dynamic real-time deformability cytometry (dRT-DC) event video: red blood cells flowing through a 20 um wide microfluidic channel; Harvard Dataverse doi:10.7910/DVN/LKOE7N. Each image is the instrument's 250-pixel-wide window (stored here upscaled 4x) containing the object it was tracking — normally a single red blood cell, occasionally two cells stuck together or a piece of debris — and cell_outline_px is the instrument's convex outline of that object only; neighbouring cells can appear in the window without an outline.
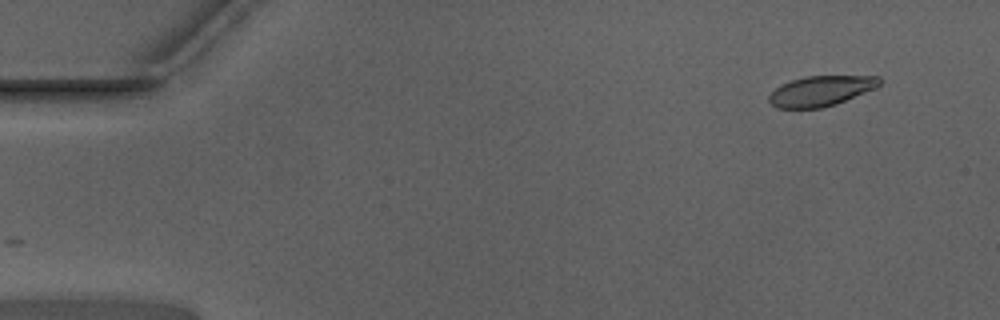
{"species": "Egyptian fruit bat (a non-hibernating species)", "species_latin": "Rousettus aegyptiacus", "temperature_condition": "warm", "stored_images_in_passage": 49, "camera_frame_rate_fps": 3000, "um_per_image_px": 0.085, "animal": {"sex": "male"}, "frame": {"image": 1, "passage_image": 1, "time_ms": 0.0, "image_size_px": [1000, 320], "cell_outline_px": [[880, 84], [872, 88], [836, 104], [820, 108], [776, 108], [768, 100], [768, 96], [780, 84], [804, 76], [880, 76]], "centroid_in_image_um": [69.71, 7.72], "position_along_channel_um": 15.3, "area_um2": 19.13}}
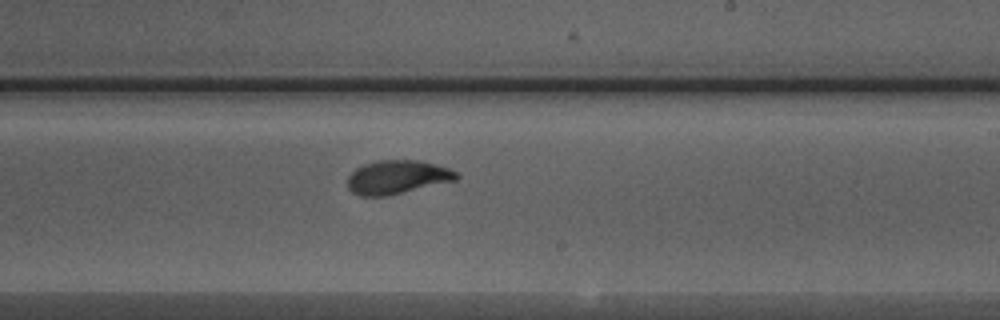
{"frame": {"image": 2, "passage_image": 28, "time_ms": 9.0, "image_size_px": [1000, 320], "cell_outline_px": [[460, 176], [456, 180], [388, 196], [360, 196], [352, 192], [348, 188], [348, 176], [356, 168], [364, 164], [376, 160], [420, 160], [436, 164], [448, 168], [456, 172]], "centroid_in_image_um": [33.76, 15.05], "position_along_channel_um": 255.2, "area_um2": 21.44}}
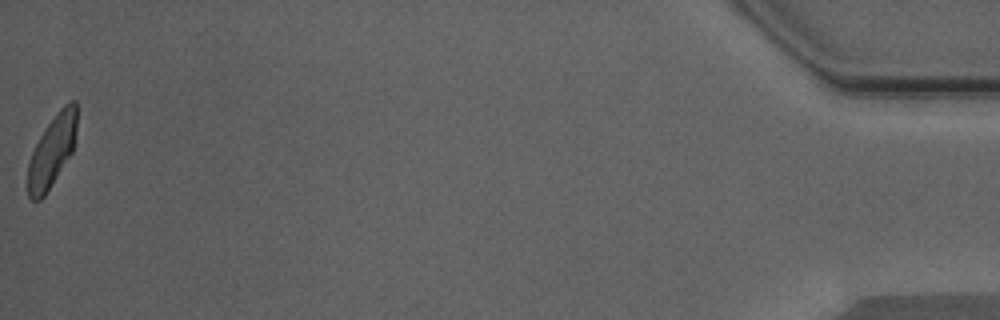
{"frame": {"image": 3, "passage_image": 49, "time_ms": 16.0, "image_size_px": [1000, 320], "cell_outline_px": [[76, 132], [72, 152], [44, 196], [40, 200], [32, 200], [28, 196], [28, 164], [32, 152], [40, 136], [48, 124], [60, 108], [64, 104], [72, 100], [76, 100]], "centroid_in_image_um": [4.42, 12.83], "position_along_channel_um": 430.8, "area_um2": 20.0}, "authors_computed_cell_mechanics": {"area_um2": 21.4438, "velocity_mm_per_s": 3.9523, "shape_relaxation_time_tau1_ms": 2.9425, "shape_relaxation_time_tau2_ms": 1.0268, "deformation_change_tau1": 0.1484, "deformation_change_tau2": 0.0535}}